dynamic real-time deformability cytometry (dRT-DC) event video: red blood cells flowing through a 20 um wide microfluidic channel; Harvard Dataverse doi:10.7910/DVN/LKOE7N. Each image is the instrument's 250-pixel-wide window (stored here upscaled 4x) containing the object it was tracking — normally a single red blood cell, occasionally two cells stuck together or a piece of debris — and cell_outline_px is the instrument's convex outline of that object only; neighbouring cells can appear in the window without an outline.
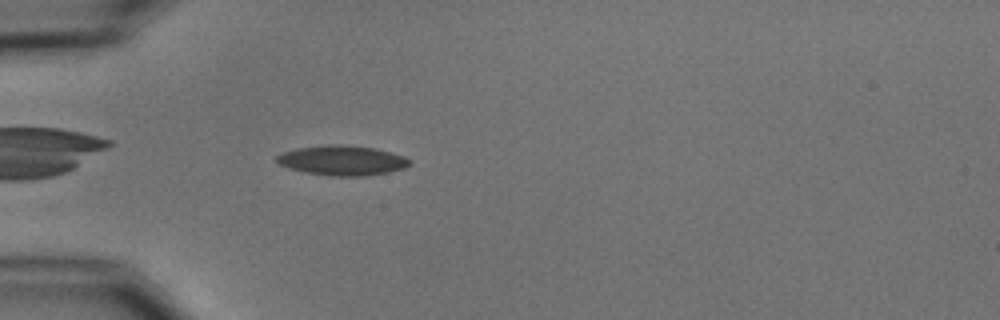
{"species": "common noctule bat (a hibernating species)", "species_latin": "Nyctalus noctula", "temperature_condition": "cold", "stored_images_in_passage": 1, "camera_frame_rate_fps": 3000, "um_per_image_px": 0.085, "animal": {"sex": "male", "body_mass_g": 15.6}, "frame": {"image": 1, "passage_image": 1, "time_ms": 0.0, "image_size_px": [1000, 320], "cell_outline_px": [[412, 164], [404, 168], [388, 172], [368, 176], [328, 176], [304, 172], [280, 164], [276, 160], [276, 156], [284, 152], [296, 148], [328, 144], [340, 144], [376, 148], [404, 156], [412, 160]], "centroid_in_image_um": [29.13, 13.63], "position_along_channel_um": 55.9, "area_um2": 23.24}}